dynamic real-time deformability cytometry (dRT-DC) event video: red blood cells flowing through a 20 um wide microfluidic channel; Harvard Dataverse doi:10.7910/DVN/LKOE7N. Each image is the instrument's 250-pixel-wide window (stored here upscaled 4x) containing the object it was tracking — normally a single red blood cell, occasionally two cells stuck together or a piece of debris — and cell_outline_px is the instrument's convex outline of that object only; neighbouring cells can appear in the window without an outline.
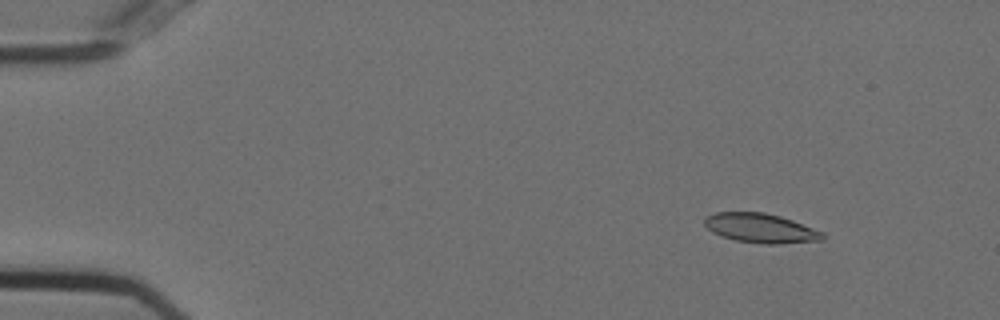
{"species": "Egyptian fruit bat (a non-hibernating species)", "species_latin": "Rousettus aegyptiacus", "temperature_condition": "cold", "stored_images_in_passage": 54, "camera_frame_rate_fps": 3000, "um_per_image_px": 0.085, "animal": {"sex": "female"}, "frame": {"image": 1, "passage_image": 6, "time_ms": 1.667, "image_size_px": [1000, 320], "cell_outline_px": [[824, 240], [780, 244], [764, 244], [736, 240], [720, 236], [712, 232], [704, 224], [704, 220], [708, 216], [716, 212], [764, 212], [780, 216], [792, 220], [824, 232]], "centroid_in_image_um": [64.67, 19.4], "position_along_channel_um": 20.3, "area_um2": 20.23}}
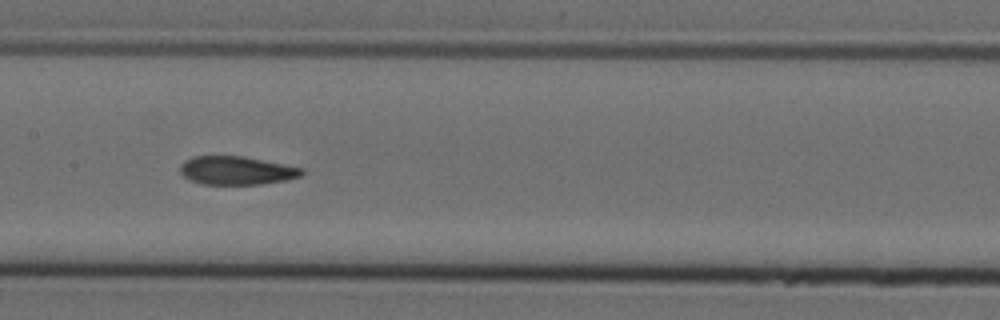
{"frame": {"image": 2, "passage_image": 27, "time_ms": 8.667, "image_size_px": [1000, 320], "cell_outline_px": [[304, 172], [300, 176], [284, 180], [260, 184], [200, 184], [184, 176], [180, 172], [180, 164], [184, 160], [192, 156], [244, 156], [304, 168]], "centroid_in_image_um": [20.08, 14.48], "position_along_channel_um": 187.3, "area_um2": 20.11}}
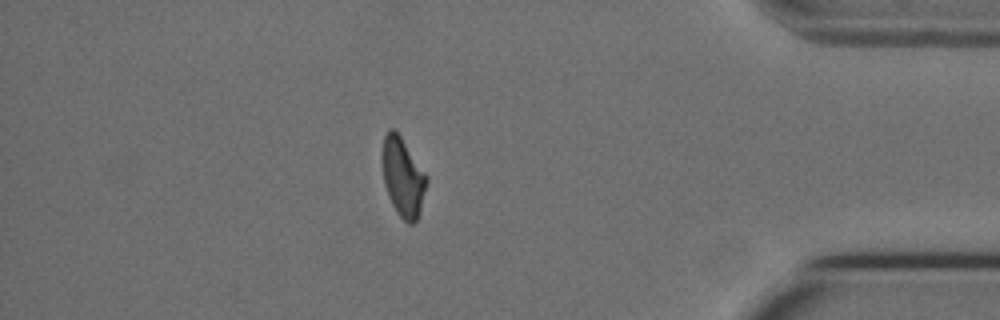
{"frame": {"image": 3, "passage_image": 47, "time_ms": 15.333, "image_size_px": [1000, 320], "cell_outline_px": [[428, 180], [420, 208], [416, 220], [412, 224], [408, 224], [396, 212], [388, 196], [384, 184], [380, 160], [380, 156], [384, 136], [388, 128], [392, 128], [400, 136], [428, 176]], "centroid_in_image_um": [34.2, 15.02], "position_along_channel_um": 401.0, "area_um2": 20.52}, "authors_computed_cell_mechanics": {"area_um2": 20.7791, "velocity_mm_per_s": 3.7405, "shape_relaxation_time_tau1_ms": 10.0249, "shape_relaxation_time_tau2_ms": 2.8481, "deformation_change_tau1": 0.2169, "deformation_change_tau2": 0.0777}}